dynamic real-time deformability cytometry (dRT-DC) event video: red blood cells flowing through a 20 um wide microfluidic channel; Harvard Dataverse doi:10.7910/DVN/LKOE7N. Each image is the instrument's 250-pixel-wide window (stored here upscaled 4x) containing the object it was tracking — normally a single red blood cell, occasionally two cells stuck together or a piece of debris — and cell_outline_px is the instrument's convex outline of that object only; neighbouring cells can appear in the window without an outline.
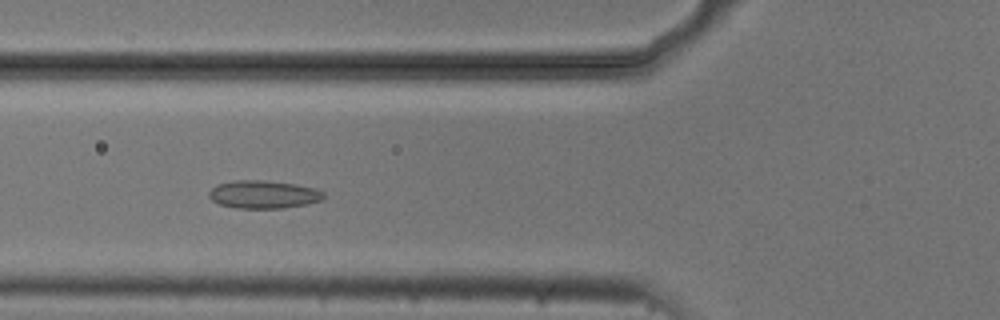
{"species": "common noctule bat (a hibernating species)", "species_latin": "Nyctalus noctula", "temperature_condition": "cold", "stored_images_in_passage": 53, "camera_frame_rate_fps": 3000, "um_per_image_px": 0.085, "animal": {"sex": "male", "body_mass_g": 20.5, "forearm_length_mm": 52.5}, "frame": {"image": 1, "passage_image": 19, "time_ms": 6.0, "image_size_px": [1000, 320], "cell_outline_px": [[324, 196], [320, 200], [308, 204], [284, 208], [236, 208], [220, 204], [212, 200], [208, 196], [208, 192], [216, 184], [236, 180], [260, 180], [296, 184], [316, 188], [324, 192]], "centroid_in_image_um": [22.39, 16.52], "position_along_channel_um": 103.4, "area_um2": 18.73}}
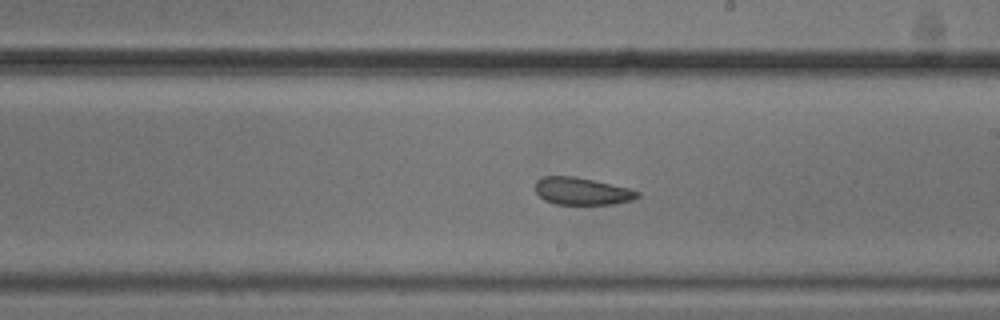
{"frame": {"image": 2, "passage_image": 30, "time_ms": 9.667, "image_size_px": [1000, 320], "cell_outline_px": [[640, 196], [632, 200], [616, 204], [556, 204], [544, 200], [536, 192], [536, 180], [540, 176], [572, 176], [592, 180], [628, 188], [640, 192]], "centroid_in_image_um": [49.45, 16.25], "position_along_channel_um": 239.5, "area_um2": 16.18}}
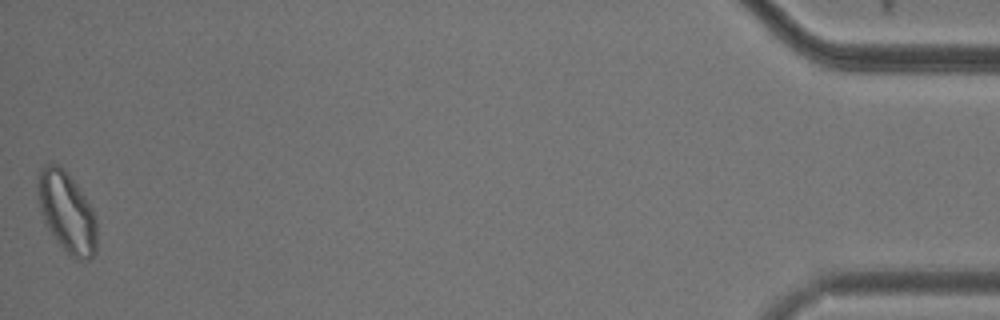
{"frame": {"image": 3, "passage_image": 53, "time_ms": 17.333, "image_size_px": [1000, 320], "cell_outline_px": [[96, 252], [88, 260], [76, 260], [60, 244], [48, 228], [40, 212], [36, 176], [40, 168], [44, 164], [56, 164], [76, 184], [92, 208], [96, 220]], "centroid_in_image_um": [5.67, 18.04], "position_along_channel_um": 429.5, "area_um2": 27.28}, "authors_computed_cell_mechanics": {"area_um2": 19.8254, "velocity_mm_per_s": 3.7021, "shape_relaxation_time_tau1_ms": null, "shape_relaxation_time_tau2_ms": 2.8217, "deformation_change_tau1": null, "deformation_change_tau2": 0.0985}}